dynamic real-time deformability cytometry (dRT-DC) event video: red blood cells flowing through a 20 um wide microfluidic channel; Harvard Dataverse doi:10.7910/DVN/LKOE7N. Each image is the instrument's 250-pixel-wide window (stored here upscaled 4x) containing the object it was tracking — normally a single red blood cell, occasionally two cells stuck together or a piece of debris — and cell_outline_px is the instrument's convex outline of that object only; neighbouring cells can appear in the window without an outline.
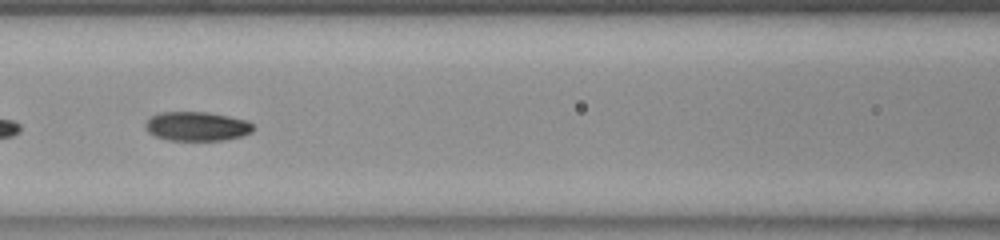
{"species": "common noctule bat (a hibernating species)", "species_latin": "Nyctalus noctula", "temperature_condition": "room temperature", "stored_images_in_passage": 37, "camera_frame_rate_fps": 3000, "um_per_image_px": 0.085, "animal": {"sex": "female", "body_mass_g": 23.0, "forearm_length_mm": 53.4}, "frame": {"image": 1, "passage_image": 23, "time_ms": 7.333, "image_size_px": [1000, 240], "cell_outline_px": [[256, 128], [252, 132], [240, 136], [224, 140], [168, 140], [156, 136], [148, 132], [144, 124], [152, 116], [160, 112], [208, 112], [248, 120]], "centroid_in_image_um": [16.76, 10.73], "position_along_channel_um": 149.8, "area_um2": 18.32}}